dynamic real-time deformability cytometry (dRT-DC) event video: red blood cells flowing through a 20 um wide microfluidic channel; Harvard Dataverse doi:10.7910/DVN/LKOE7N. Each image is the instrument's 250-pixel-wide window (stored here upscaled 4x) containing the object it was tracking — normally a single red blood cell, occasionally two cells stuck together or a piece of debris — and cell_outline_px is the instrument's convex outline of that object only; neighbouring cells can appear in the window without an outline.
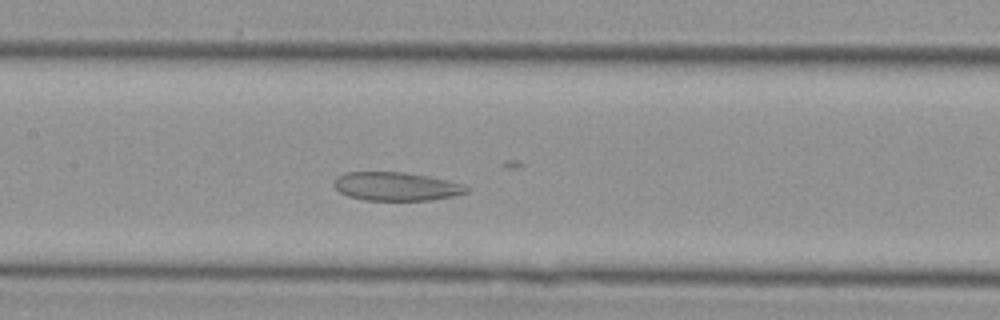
{"species": "Egyptian fruit bat (a non-hibernating species)", "species_latin": "Rousettus aegyptiacus", "temperature_condition": "cold", "stored_images_in_passage": 27, "camera_frame_rate_fps": 3000, "um_per_image_px": 0.085, "animal": {"sex": "female"}, "frame": {"image": 1, "passage_image": 14, "time_ms": 4.333, "image_size_px": [1000, 320], "cell_outline_px": [[468, 192], [452, 196], [428, 200], [364, 200], [348, 196], [340, 192], [332, 184], [336, 176], [344, 172], [408, 172], [448, 180], [460, 184], [468, 188]], "centroid_in_image_um": [33.62, 15.83], "position_along_channel_um": 173.8, "area_um2": 22.02}}
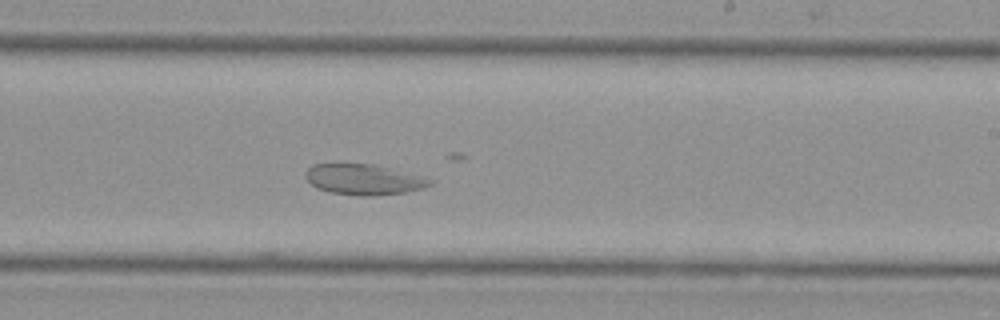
{"frame": {"image": 2, "passage_image": 20, "time_ms": 6.333, "image_size_px": [1000, 320], "cell_outline_px": [[432, 184], [424, 188], [408, 192], [376, 196], [360, 196], [332, 192], [316, 188], [304, 176], [304, 172], [312, 164], [372, 164], [428, 176], [432, 180]], "centroid_in_image_um": [30.98, 15.26], "position_along_channel_um": 258.0, "area_um2": 22.48}}
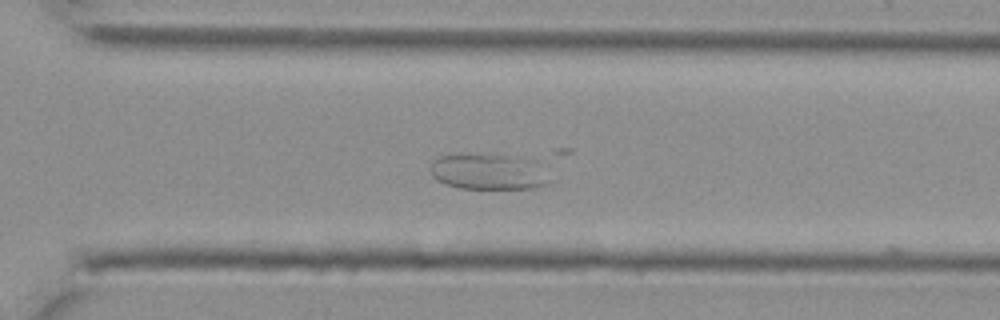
{"frame": {"image": 3, "passage_image": 25, "time_ms": 8.0, "image_size_px": [1000, 320], "cell_outline_px": [[556, 180], [548, 184], [536, 188], [460, 188], [444, 184], [436, 180], [432, 176], [428, 168], [428, 164], [432, 160], [440, 156], [512, 156], [536, 160]], "centroid_in_image_um": [41.6, 14.63], "position_along_channel_um": 329.0, "area_um2": 25.09}}